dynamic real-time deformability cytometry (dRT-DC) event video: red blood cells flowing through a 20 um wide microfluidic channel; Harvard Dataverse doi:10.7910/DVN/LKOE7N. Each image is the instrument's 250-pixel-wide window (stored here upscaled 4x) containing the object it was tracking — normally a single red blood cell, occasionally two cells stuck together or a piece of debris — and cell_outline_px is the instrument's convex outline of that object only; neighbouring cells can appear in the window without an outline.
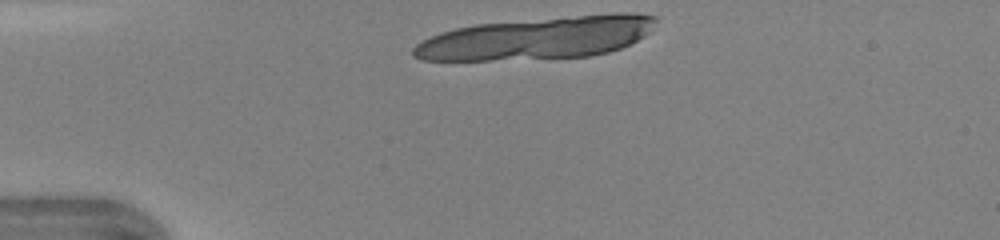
{"species": "human", "species_latin": "Homo sapiens", "temperature_condition": "warm", "stored_images_in_passage": 10, "camera_frame_rate_fps": 3000, "um_per_image_px": 0.085, "donor": {"sex": "female"}, "frame": {"image": 1, "passage_image": 1, "time_ms": 0.0, "image_size_px": [1000, 240], "cell_outline_px": [[656, 20], [648, 32], [644, 36], [620, 48], [608, 52], [592, 56], [492, 60], [420, 60], [412, 56], [412, 48], [416, 44], [440, 32], [456, 28], [476, 24], [616, 12], [628, 12], [656, 16]], "centroid_in_image_um": [45.64, 3.23], "position_along_channel_um": 39.4, "area_um2": 59.59}}